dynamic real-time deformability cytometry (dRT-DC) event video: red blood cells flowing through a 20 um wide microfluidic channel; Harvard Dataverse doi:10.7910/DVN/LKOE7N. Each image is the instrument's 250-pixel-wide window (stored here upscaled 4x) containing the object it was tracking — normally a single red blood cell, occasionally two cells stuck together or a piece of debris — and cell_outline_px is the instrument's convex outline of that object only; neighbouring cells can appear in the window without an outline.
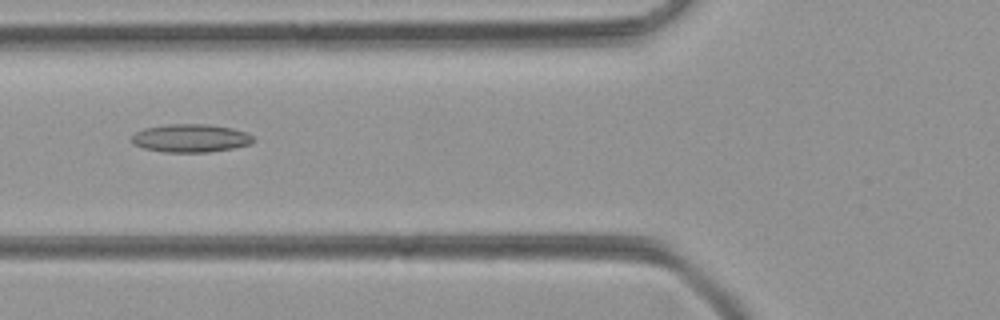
{"species": "common noctule bat (a hibernating species)", "species_latin": "Nyctalus noctula", "temperature_condition": "room temperature", "stored_images_in_passage": 51, "camera_frame_rate_fps": 3000, "um_per_image_px": 0.085, "animal": {"sex": "female", "body_mass_g": 21.9}, "frame": {"image": 1, "passage_image": 20, "time_ms": 6.333, "image_size_px": [1000, 320], "cell_outline_px": [[256, 140], [252, 144], [232, 148], [208, 152], [164, 152], [144, 148], [132, 144], [132, 136], [136, 132], [144, 128], [168, 124], [208, 124], [232, 128], [248, 132]], "centroid_in_image_um": [16.23, 11.74], "position_along_channel_um": 109.6, "area_um2": 20.06}}
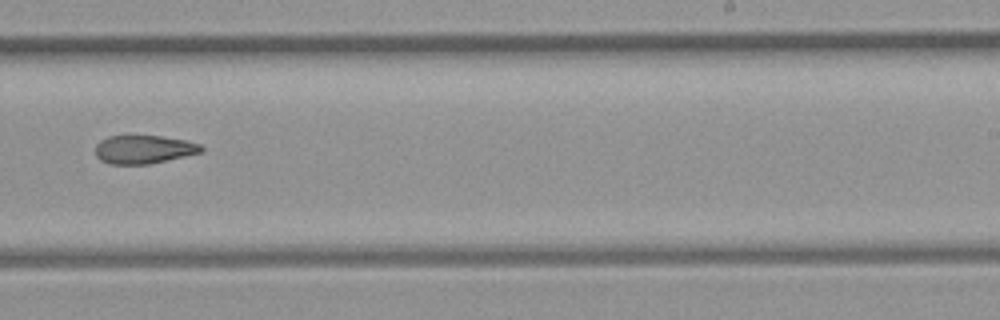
{"frame": {"image": 2, "passage_image": 32, "time_ms": 10.333, "image_size_px": [1000, 320], "cell_outline_px": [[204, 148], [200, 152], [184, 156], [148, 164], [108, 164], [100, 160], [96, 156], [96, 144], [100, 140], [108, 136], [160, 136], [184, 140], [200, 144]], "centroid_in_image_um": [12.17, 12.7], "position_along_channel_um": 276.8, "area_um2": 17.34}}
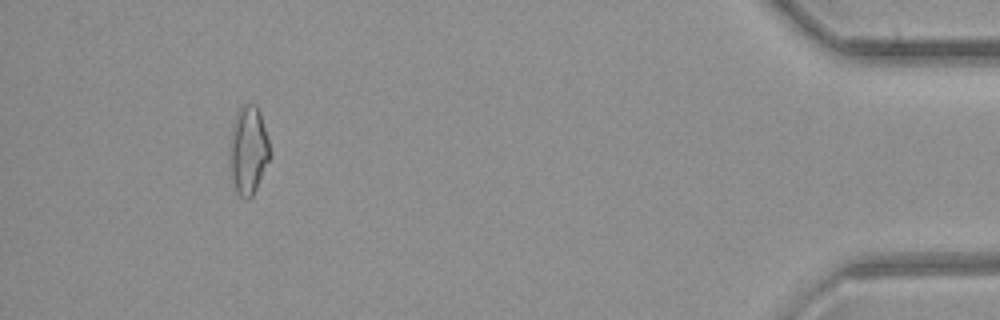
{"frame": {"image": 3, "passage_image": 47, "time_ms": 15.333, "image_size_px": [1000, 320], "cell_outline_px": [[268, 160], [256, 188], [252, 196], [248, 200], [244, 200], [236, 192], [228, 172], [228, 144], [232, 124], [236, 112], [240, 104], [256, 104], [260, 112], [268, 140]], "centroid_in_image_um": [21.02, 12.76], "position_along_channel_um": 414.2, "area_um2": 21.15}}